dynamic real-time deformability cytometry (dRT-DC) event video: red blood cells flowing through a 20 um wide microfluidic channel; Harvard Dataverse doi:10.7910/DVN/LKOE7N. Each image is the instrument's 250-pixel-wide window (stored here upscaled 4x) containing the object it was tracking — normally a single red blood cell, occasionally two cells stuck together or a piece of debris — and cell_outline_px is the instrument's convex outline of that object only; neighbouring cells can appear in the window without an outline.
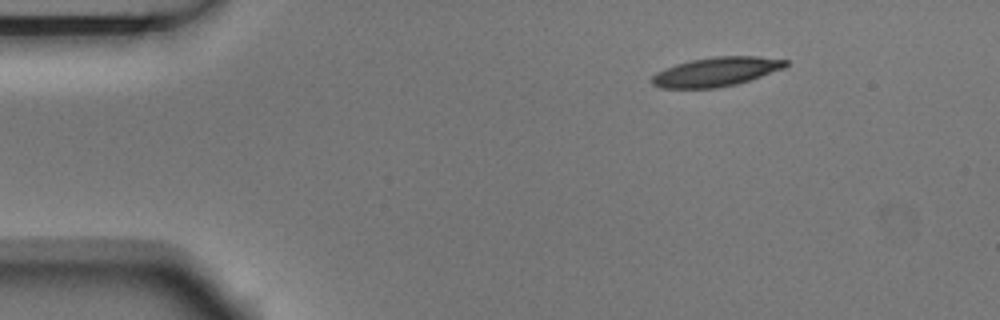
{"species": "Egyptian fruit bat (a non-hibernating species)", "species_latin": "Rousettus aegyptiacus", "temperature_condition": "room temperature", "stored_images_in_passage": 2, "camera_frame_rate_fps": 3000, "um_per_image_px": 0.085, "animal": {"sex": "male"}, "frame": {"image": 1, "passage_image": 1, "time_ms": 0.0, "image_size_px": [1000, 320], "cell_outline_px": [[788, 64], [784, 68], [736, 84], [716, 88], [660, 88], [652, 84], [652, 76], [656, 72], [664, 68], [676, 64], [692, 60], [716, 56], [756, 56], [788, 60]], "centroid_in_image_um": [60.85, 6.1], "position_along_channel_um": 24.2, "area_um2": 22.54}}